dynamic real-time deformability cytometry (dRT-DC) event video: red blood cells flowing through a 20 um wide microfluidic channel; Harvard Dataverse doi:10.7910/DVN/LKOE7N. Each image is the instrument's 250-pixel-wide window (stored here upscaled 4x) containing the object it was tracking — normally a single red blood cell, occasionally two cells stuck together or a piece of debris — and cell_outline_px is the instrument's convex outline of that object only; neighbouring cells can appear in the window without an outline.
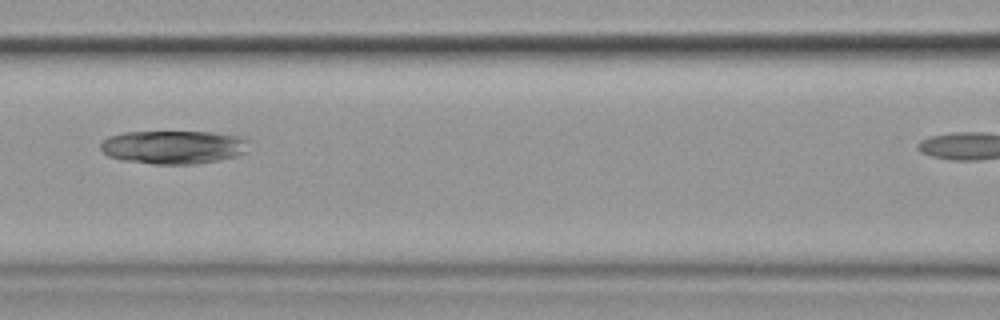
{"species": "common noctule bat (a hibernating species)", "species_latin": "Nyctalus noctula", "temperature_condition": "cold", "stored_images_in_passage": 10, "camera_frame_rate_fps": 3000, "um_per_image_px": 0.085, "animal": {"sex": "female", "body_mass_g": 19.9}, "frame": {"image": 1, "passage_image": 7, "time_ms": 8.0, "image_size_px": [1000, 320], "cell_outline_px": [[248, 152], [236, 156], [196, 164], [152, 164], [120, 160], [108, 156], [100, 148], [100, 144], [108, 136], [124, 132], [212, 132], [244, 136], [248, 140]], "centroid_in_image_um": [14.77, 12.5], "position_along_channel_um": 151.8, "area_um2": 29.19}}
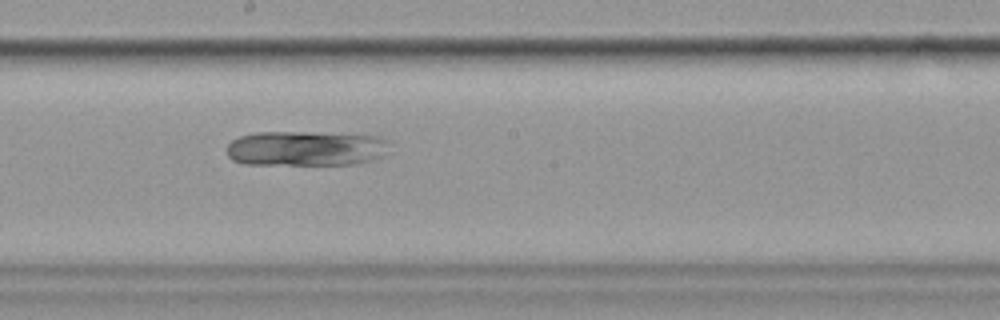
{"frame": {"image": 2, "passage_image": 9, "time_ms": 10.0, "image_size_px": [1000, 320], "cell_outline_px": [[388, 152], [384, 156], [372, 160], [356, 164], [244, 164], [232, 160], [228, 156], [228, 144], [232, 140], [240, 136], [256, 132], [308, 132], [380, 136], [388, 140]], "centroid_in_image_um": [26.02, 12.61], "position_along_channel_um": 222.2, "area_um2": 33.35}}